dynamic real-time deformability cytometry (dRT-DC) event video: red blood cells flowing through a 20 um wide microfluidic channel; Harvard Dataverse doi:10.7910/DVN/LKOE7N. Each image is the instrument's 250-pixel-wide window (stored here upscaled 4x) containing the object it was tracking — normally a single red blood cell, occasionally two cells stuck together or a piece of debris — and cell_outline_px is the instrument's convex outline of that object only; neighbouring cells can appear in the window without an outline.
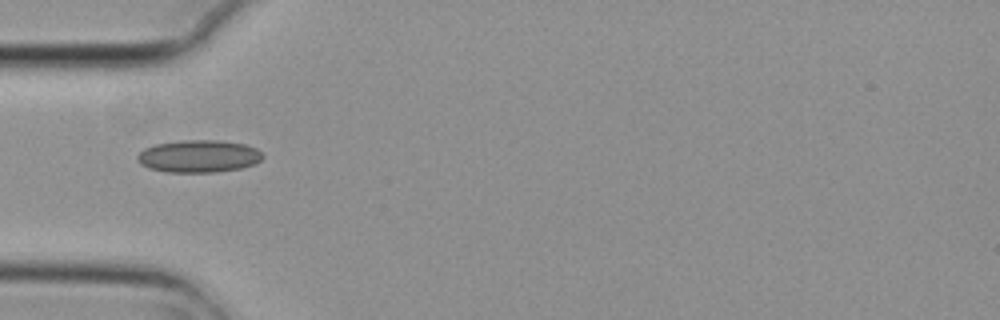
{"species": "common noctule bat (a hibernating species)", "species_latin": "Nyctalus noctula", "temperature_condition": "cold", "stored_images_in_passage": 5, "camera_frame_rate_fps": 3000, "um_per_image_px": 0.085, "animal": {"sex": "female", "body_mass_g": 29.2, "forearm_length_mm": 56.3}, "frame": {"image": 1, "passage_image": 1, "time_ms": 0.0, "image_size_px": [1000, 320], "cell_outline_px": [[264, 156], [256, 164], [240, 168], [216, 172], [168, 172], [148, 168], [140, 164], [136, 160], [136, 156], [144, 148], [156, 144], [180, 140], [216, 140], [244, 144], [256, 148]], "centroid_in_image_um": [16.86, 13.28], "position_along_channel_um": 68.1, "area_um2": 23.76}}
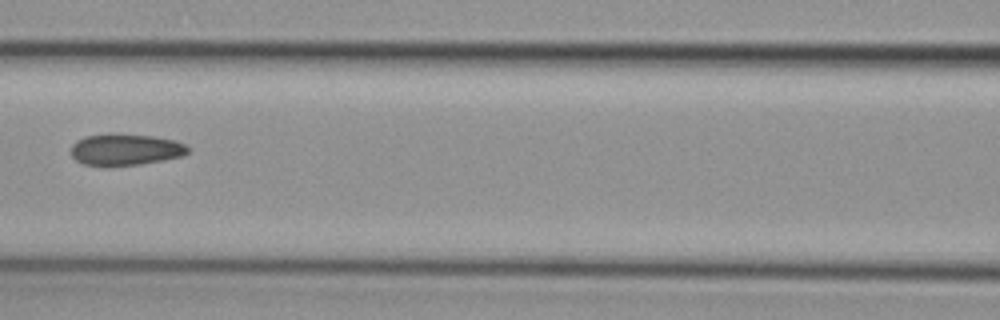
{"frame": {"image": 2, "passage_image": 3, "time_ms": 0.667, "image_size_px": [1000, 320], "cell_outline_px": [[188, 152], [184, 156], [164, 160], [140, 164], [104, 168], [84, 164], [76, 160], [72, 156], [72, 144], [76, 140], [84, 136], [108, 132], [112, 132], [152, 136], [176, 140], [184, 144], [188, 148]], "centroid_in_image_um": [10.62, 12.71], "position_along_channel_um": 156.0, "area_um2": 22.25}}
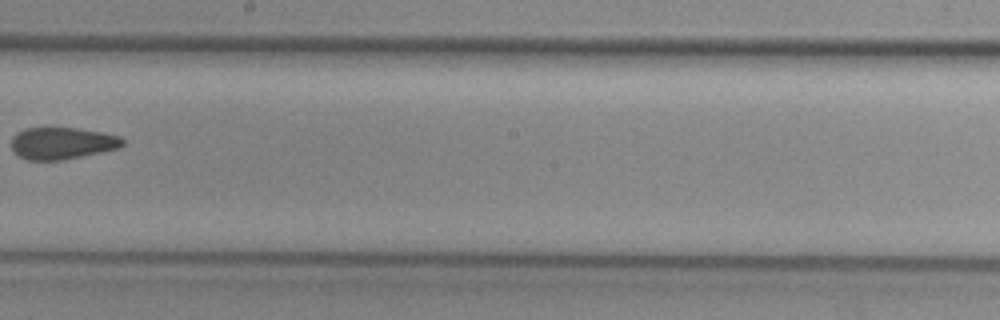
{"frame": {"image": 3, "passage_image": 5, "time_ms": 1.333, "image_size_px": [1000, 320], "cell_outline_px": [[124, 144], [120, 148], [64, 160], [28, 160], [12, 152], [12, 136], [16, 132], [24, 128], [76, 128], [100, 132], [120, 136], [124, 140]], "centroid_in_image_um": [5.27, 12.18], "position_along_channel_um": 242.9, "area_um2": 20.81}}